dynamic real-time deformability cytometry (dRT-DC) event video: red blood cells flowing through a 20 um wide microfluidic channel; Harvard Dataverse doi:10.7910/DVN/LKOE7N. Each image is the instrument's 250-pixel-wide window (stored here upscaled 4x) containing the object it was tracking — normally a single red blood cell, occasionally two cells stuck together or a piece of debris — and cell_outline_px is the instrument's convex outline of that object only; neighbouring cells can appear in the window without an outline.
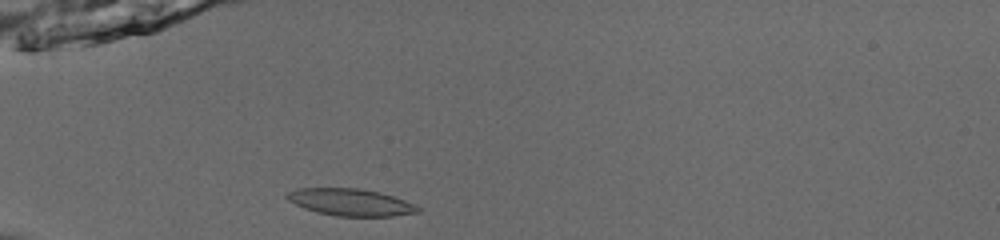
{"species": "common noctule bat (a hibernating species)", "species_latin": "Nyctalus noctula", "temperature_condition": "room temperature", "stored_images_in_passage": 36, "camera_frame_rate_fps": 3000, "um_per_image_px": 0.085, "animal": {"sex": "male", "body_mass_g": 13.0, "forearm_length_mm": 53.1}, "frame": {"image": 1, "passage_image": 1, "time_ms": 0.0, "image_size_px": [1000, 240], "cell_outline_px": [[420, 212], [392, 216], [336, 216], [316, 212], [304, 208], [288, 200], [284, 196], [288, 192], [296, 188], [360, 188], [380, 192], [404, 200], [420, 208]], "centroid_in_image_um": [29.76, 17.18], "position_along_channel_um": 55.2, "area_um2": 20.58}}
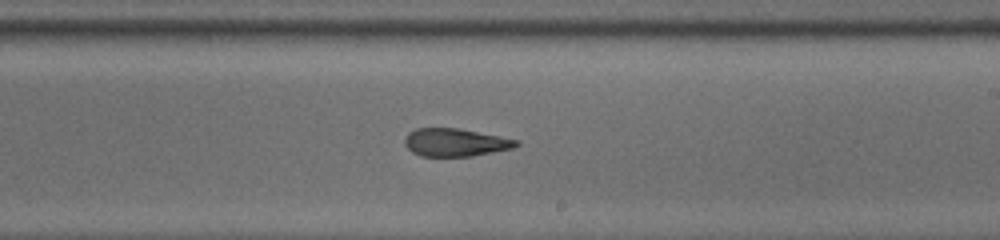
{"frame": {"image": 2, "passage_image": 17, "time_ms": 5.333, "image_size_px": [1000, 240], "cell_outline_px": [[520, 144], [512, 148], [472, 156], [420, 156], [412, 152], [404, 144], [404, 140], [408, 132], [416, 128], [456, 128], [500, 136], [520, 140]], "centroid_in_image_um": [38.69, 12.1], "position_along_channel_um": 250.3, "area_um2": 18.09}}
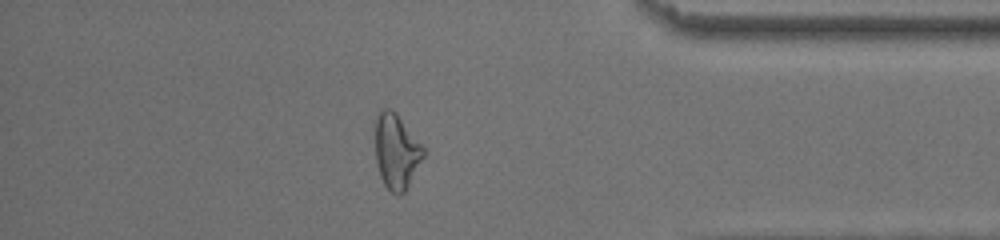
{"frame": {"image": 3, "passage_image": 30, "time_ms": 9.667, "image_size_px": [1000, 240], "cell_outline_px": [[424, 156], [404, 192], [400, 196], [392, 192], [384, 184], [380, 176], [376, 160], [372, 124], [380, 108], [392, 108], [396, 112], [424, 148]], "centroid_in_image_um": [33.62, 12.79], "position_along_channel_um": 401.6, "area_um2": 21.44}, "authors_computed_cell_mechanics": {"area_um2": 19.941, "velocity_mm_per_s": 3.9171, "shape_relaxation_time_tau1_ms": null, "shape_relaxation_time_tau2_ms": 1.8688, "deformation_change_tau1": null, "deformation_change_tau2": 0.0876}}